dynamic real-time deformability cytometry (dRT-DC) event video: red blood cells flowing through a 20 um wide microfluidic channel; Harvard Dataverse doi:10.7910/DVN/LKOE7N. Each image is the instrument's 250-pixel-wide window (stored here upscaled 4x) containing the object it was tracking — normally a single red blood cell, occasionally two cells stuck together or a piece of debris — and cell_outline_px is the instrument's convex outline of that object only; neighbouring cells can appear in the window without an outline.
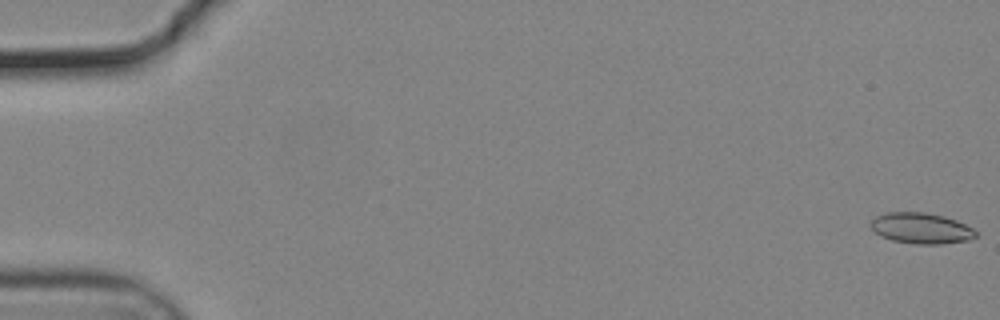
{"species": "common noctule bat (a hibernating species)", "species_latin": "Nyctalus noctula", "temperature_condition": "cold", "stored_images_in_passage": 56, "camera_frame_rate_fps": 3000, "um_per_image_px": 0.085, "animal": {"sex": "male", "body_mass_g": 19.2, "forearm_length_mm": 51.8}, "frame": {"image": 1, "passage_image": 1, "time_ms": 0.0, "image_size_px": [1000, 320], "cell_outline_px": [[976, 236], [968, 240], [940, 244], [916, 244], [892, 240], [880, 236], [868, 224], [876, 216], [888, 212], [924, 212], [944, 216], [956, 220], [972, 228], [976, 232]], "centroid_in_image_um": [78.27, 19.4], "position_along_channel_um": 6.7, "area_um2": 18.79}}
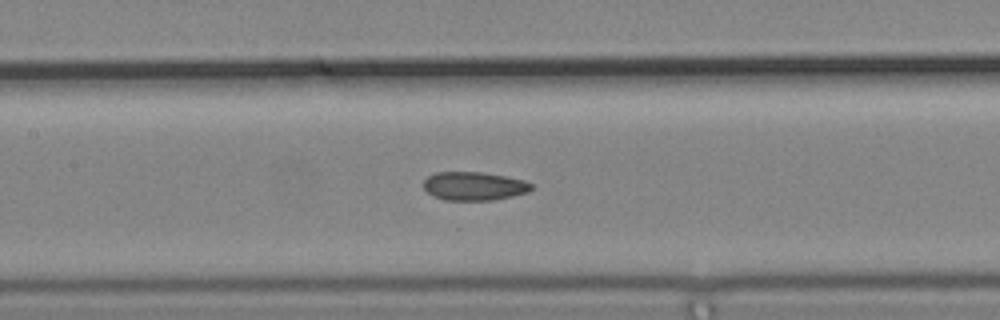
{"frame": {"image": 2, "passage_image": 27, "time_ms": 8.667, "image_size_px": [1000, 320], "cell_outline_px": [[532, 188], [528, 192], [512, 196], [492, 200], [444, 200], [432, 196], [424, 188], [424, 180], [428, 176], [436, 172], [480, 172], [504, 176], [524, 180], [532, 184]], "centroid_in_image_um": [40.27, 15.82], "position_along_channel_um": 167.1, "area_um2": 17.86}}
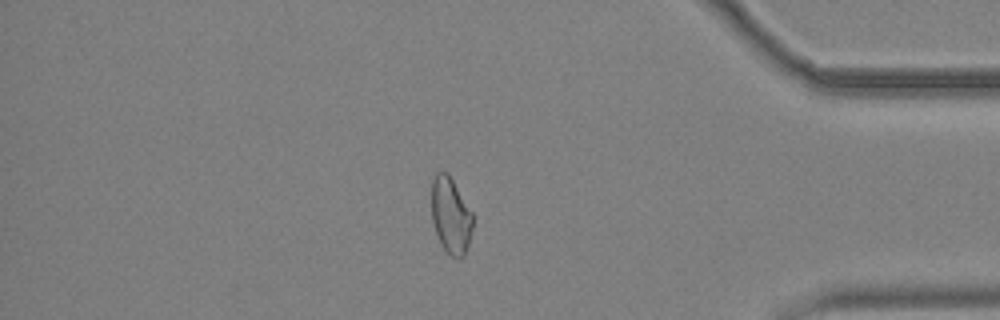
{"frame": {"image": 3, "passage_image": 48, "time_ms": 15.667, "image_size_px": [1000, 320], "cell_outline_px": [[472, 228], [468, 244], [464, 256], [460, 260], [452, 256], [440, 244], [432, 220], [432, 180], [436, 172], [448, 172], [472, 212]], "centroid_in_image_um": [38.31, 18.31], "position_along_channel_um": 396.9, "area_um2": 18.21}, "authors_computed_cell_mechanics": {"area_um2": 18.5538, "velocity_mm_per_s": 3.7214, "shape_relaxation_time_tau1_ms": null, "shape_relaxation_time_tau2_ms": 4.4771, "deformation_change_tau1": null, "deformation_change_tau2": 0.1086}}